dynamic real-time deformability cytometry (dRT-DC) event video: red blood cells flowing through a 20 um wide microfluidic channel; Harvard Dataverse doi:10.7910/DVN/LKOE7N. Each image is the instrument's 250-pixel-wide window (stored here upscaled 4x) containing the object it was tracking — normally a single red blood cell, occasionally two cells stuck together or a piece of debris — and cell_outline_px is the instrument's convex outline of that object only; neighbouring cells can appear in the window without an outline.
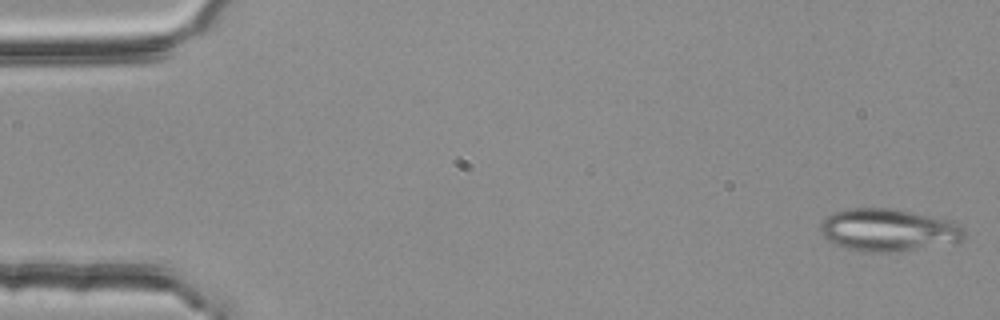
{"species": "common noctule bat (a hibernating species)", "species_latin": "Nyctalus noctula", "temperature_condition": "room temperature", "stored_images_in_passage": 4, "camera_frame_rate_fps": 3000, "um_per_image_px": 0.085, "animal": {"sex": "female", "body_mass_g": 25.1}, "frame": {"image": 1, "passage_image": 1, "time_ms": 0.0, "image_size_px": [1000, 320], "cell_outline_px": [[968, 232], [964, 240], [900, 252], [872, 252], [848, 248], [836, 244], [828, 240], [820, 232], [820, 224], [828, 216], [844, 208], [892, 208], [912, 212], [960, 224]], "centroid_in_image_um": [75.52, 19.55], "position_along_channel_um": 9.5, "area_um2": 35.37}}